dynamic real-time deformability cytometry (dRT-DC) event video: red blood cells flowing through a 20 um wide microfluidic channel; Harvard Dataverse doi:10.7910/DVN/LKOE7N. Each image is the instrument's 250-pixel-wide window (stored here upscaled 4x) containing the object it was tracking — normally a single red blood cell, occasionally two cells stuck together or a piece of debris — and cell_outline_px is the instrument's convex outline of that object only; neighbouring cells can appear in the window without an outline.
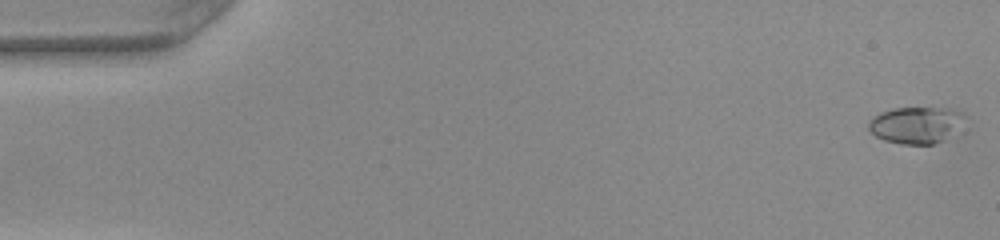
{"species": "common noctule bat (a hibernating species)", "species_latin": "Nyctalus noctula", "temperature_condition": "warm", "stored_images_in_passage": 50, "camera_frame_rate_fps": 3000, "um_per_image_px": 0.085, "animal": {"sex": "female", "body_mass_g": 22.0, "forearm_length_mm": 56.7}, "frame": {"image": 1, "passage_image": 1, "time_ms": 0.0, "image_size_px": [1000, 240], "cell_outline_px": [[964, 116], [940, 140], [932, 144], [900, 144], [884, 140], [876, 136], [868, 128], [868, 120], [880, 112], [892, 108], [936, 108], [960, 112]], "centroid_in_image_um": [77.66, 10.61], "position_along_channel_um": 7.3, "area_um2": 19.42}}
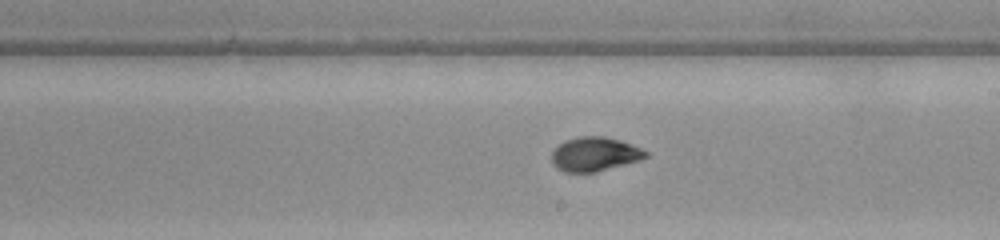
{"frame": {"image": 2, "passage_image": 29, "time_ms": 9.333, "image_size_px": [1000, 240], "cell_outline_px": [[648, 156], [640, 160], [596, 172], [564, 172], [556, 168], [552, 164], [552, 148], [564, 140], [580, 136], [604, 136], [620, 140], [632, 144], [648, 152]], "centroid_in_image_um": [50.51, 13.1], "position_along_channel_um": 238.5, "area_um2": 18.9}}
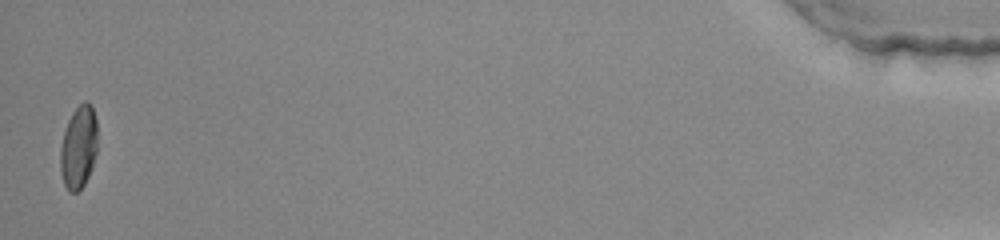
{"frame": {"image": 3, "passage_image": 50, "time_ms": 16.333, "image_size_px": [1000, 240], "cell_outline_px": [[96, 152], [92, 168], [84, 184], [76, 192], [68, 192], [64, 184], [60, 172], [60, 148], [64, 132], [68, 120], [72, 112], [84, 100], [92, 104], [96, 120]], "centroid_in_image_um": [6.67, 12.5], "position_along_channel_um": 428.5, "area_um2": 17.98}, "authors_computed_cell_mechanics": {"area_um2": 18.3515, "velocity_mm_per_s": 4.0658, "shape_relaxation_time_tau1_ms": 4.6545, "shape_relaxation_time_tau2_ms": 1.4807, "deformation_change_tau1": 0.2064, "deformation_change_tau2": 0.0565}}